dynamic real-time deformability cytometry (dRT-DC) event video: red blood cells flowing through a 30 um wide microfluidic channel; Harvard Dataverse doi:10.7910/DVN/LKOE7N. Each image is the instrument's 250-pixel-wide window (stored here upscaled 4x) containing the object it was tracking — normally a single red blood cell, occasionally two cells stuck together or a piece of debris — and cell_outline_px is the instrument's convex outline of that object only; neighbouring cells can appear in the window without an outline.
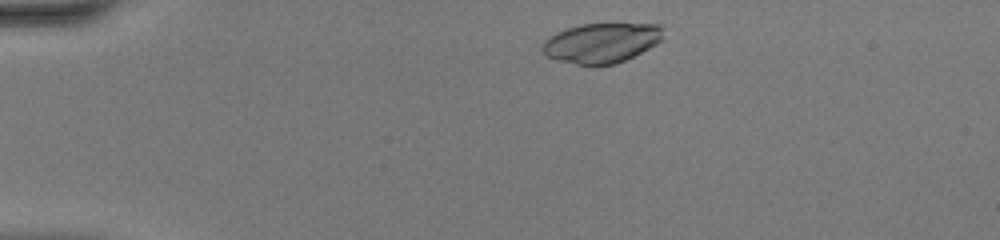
{"species": "common noctule bat (a hibernating species)", "species_latin": "Nyctalus noctula", "temperature_condition": "warm", "stored_images_in_passage": 40, "camera_frame_rate_fps": 3000, "um_per_image_px": 0.085, "animal": {"sex": "female", "body_mass_g": 20.0, "forearm_length_mm": 54.0}, "frame": {"image": 1, "passage_image": 3, "time_ms": 0.667, "image_size_px": [1000, 240], "cell_outline_px": [[664, 40], [616, 64], [592, 68], [556, 60], [544, 56], [540, 48], [544, 40], [548, 36], [556, 32], [580, 24], [660, 24], [664, 28]], "centroid_in_image_um": [51.09, 3.67], "position_along_channel_um": 33.9, "area_um2": 28.84}}